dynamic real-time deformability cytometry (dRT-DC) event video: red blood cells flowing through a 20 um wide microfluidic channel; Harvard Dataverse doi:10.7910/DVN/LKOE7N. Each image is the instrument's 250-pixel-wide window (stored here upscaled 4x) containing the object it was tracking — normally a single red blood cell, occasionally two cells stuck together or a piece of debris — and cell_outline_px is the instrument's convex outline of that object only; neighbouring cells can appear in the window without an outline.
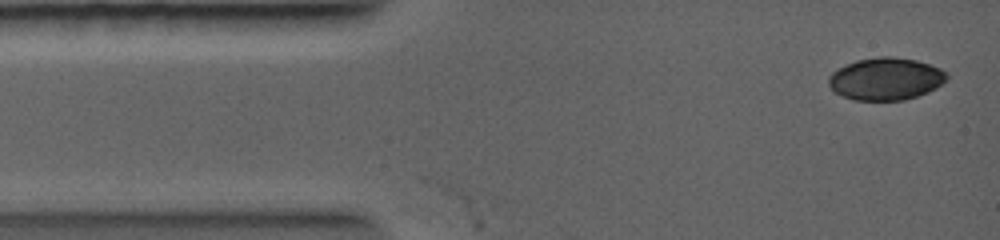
{"species": "common noctule bat (a hibernating species)", "species_latin": "Nyctalus noctula", "temperature_condition": "warm", "stored_images_in_passage": 2, "camera_frame_rate_fps": 5000, "um_per_image_px": 0.085, "animal": {"sex": "female", "body_mass_g": 19.0, "forearm_length_mm": 56.7}, "frame": {"image": 1, "passage_image": 1, "time_ms": 0.0, "image_size_px": [1000, 240], "cell_outline_px": [[948, 76], [936, 88], [928, 92], [904, 100], [852, 100], [836, 92], [828, 84], [828, 76], [832, 72], [856, 60], [880, 56], [892, 56], [916, 60], [940, 68], [948, 72]], "centroid_in_image_um": [75.29, 6.7], "position_along_channel_um": 9.7, "area_um2": 29.02}}